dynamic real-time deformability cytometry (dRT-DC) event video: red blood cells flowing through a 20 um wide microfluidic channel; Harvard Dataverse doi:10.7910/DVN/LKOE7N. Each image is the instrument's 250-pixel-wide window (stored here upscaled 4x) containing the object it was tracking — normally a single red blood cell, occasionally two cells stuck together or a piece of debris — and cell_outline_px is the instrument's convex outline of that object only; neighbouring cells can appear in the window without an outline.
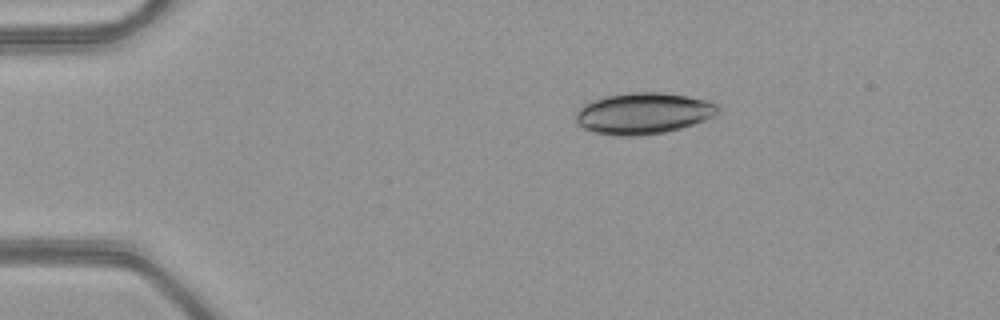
{"species": "common noctule bat (a hibernating species)", "species_latin": "Nyctalus noctula", "temperature_condition": "warm", "stored_images_in_passage": 49, "camera_frame_rate_fps": 3000, "um_per_image_px": 0.085, "animal": {"sex": "female", "body_mass_g": 21.9}, "frame": {"image": 1, "passage_image": 8, "time_ms": 2.333, "image_size_px": [1000, 320], "cell_outline_px": [[720, 108], [712, 116], [704, 120], [680, 128], [664, 132], [636, 136], [616, 136], [592, 132], [576, 124], [576, 112], [584, 104], [592, 100], [608, 96], [632, 92], [664, 92], [688, 96], [720, 104]], "centroid_in_image_um": [54.65, 9.63], "position_along_channel_um": 30.3, "area_um2": 34.16}}
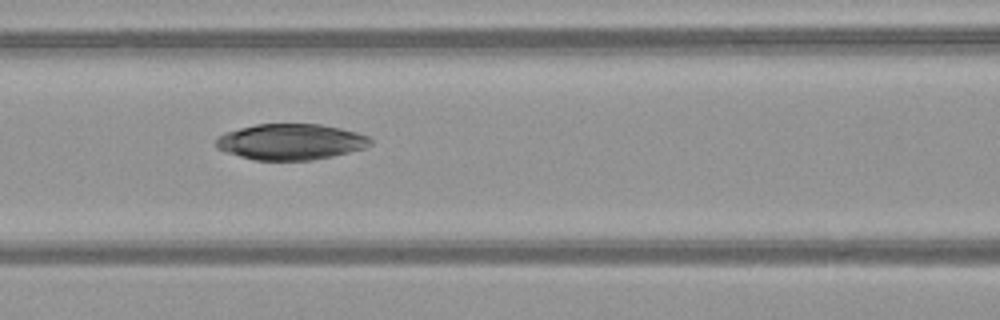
{"frame": {"image": 2, "passage_image": 21, "time_ms": 6.667, "image_size_px": [1000, 320], "cell_outline_px": [[372, 144], [364, 148], [332, 156], [312, 160], [256, 160], [224, 152], [216, 148], [216, 136], [224, 132], [256, 124], [320, 124], [340, 128], [356, 132], [368, 136], [372, 140]], "centroid_in_image_um": [24.68, 12.05], "position_along_channel_um": 141.9, "area_um2": 32.37}}
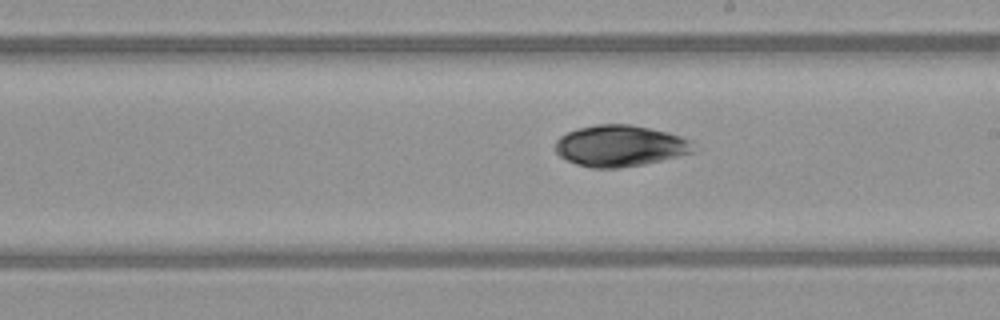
{"frame": {"image": 3, "passage_image": 28, "time_ms": 9.0, "image_size_px": [1000, 320], "cell_outline_px": [[704, 148], [700, 152], [644, 164], [616, 168], [592, 168], [576, 164], [560, 156], [552, 148], [556, 140], [560, 136], [576, 128], [596, 124], [628, 124], [668, 132], [692, 140]], "centroid_in_image_um": [52.81, 12.4], "position_along_channel_um": 236.2, "area_um2": 34.1}}